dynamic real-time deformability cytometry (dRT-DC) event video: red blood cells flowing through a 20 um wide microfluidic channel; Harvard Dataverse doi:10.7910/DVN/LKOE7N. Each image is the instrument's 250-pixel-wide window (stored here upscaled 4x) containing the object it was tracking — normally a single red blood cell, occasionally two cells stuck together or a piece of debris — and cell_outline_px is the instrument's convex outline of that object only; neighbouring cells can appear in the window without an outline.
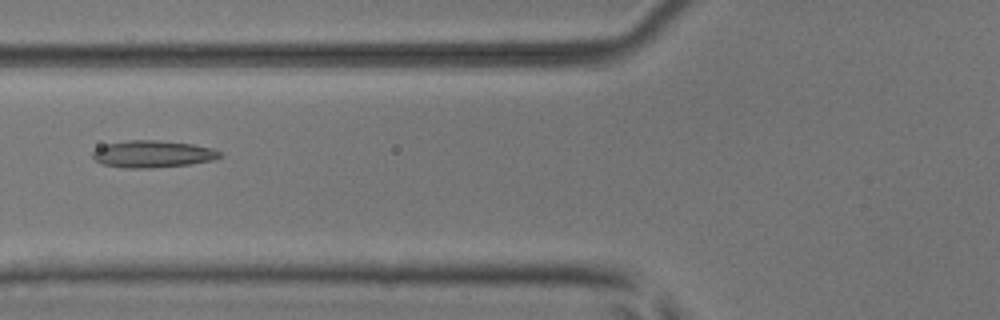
{"species": "common noctule bat (a hibernating species)", "species_latin": "Nyctalus noctula", "temperature_condition": "room temperature", "stored_images_in_passage": 35, "camera_frame_rate_fps": 3000, "um_per_image_px": 0.085, "animal": {"sex": "male", "body_mass_g": 17.9, "forearm_length_mm": 54.2}, "frame": {"image": 1, "passage_image": 7, "time_ms": 2.0, "image_size_px": [1000, 320], "cell_outline_px": [[224, 156], [212, 160], [188, 164], [152, 168], [124, 168], [104, 164], [96, 160], [92, 156], [92, 152], [96, 148], [108, 144], [128, 140], [156, 140], [192, 144], [212, 148], [224, 152]], "centroid_in_image_um": [13.02, 13.09], "position_along_channel_um": 112.8, "area_um2": 20.0}}
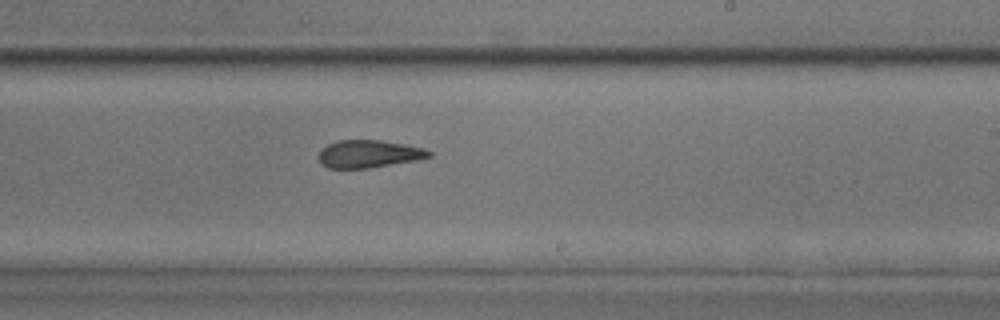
{"frame": {"image": 2, "passage_image": 18, "time_ms": 5.667, "image_size_px": [1000, 320], "cell_outline_px": [[432, 156], [420, 160], [368, 168], [328, 168], [320, 164], [320, 152], [328, 144], [336, 140], [380, 140], [404, 144], [424, 148], [432, 152]], "centroid_in_image_um": [31.39, 13.08], "position_along_channel_um": 257.6, "area_um2": 17.8}}
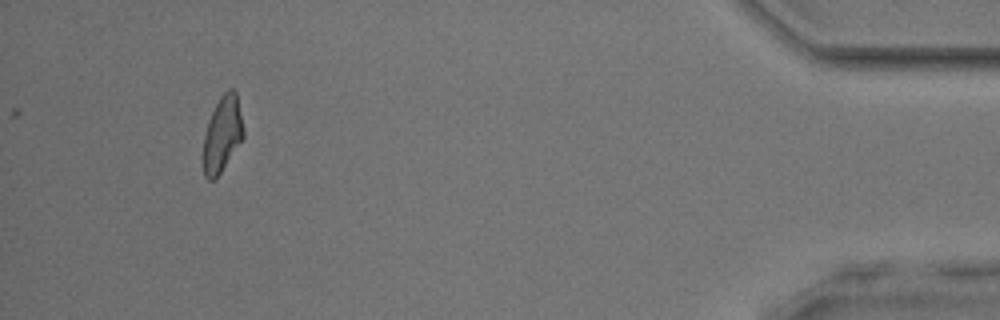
{"frame": {"image": 3, "passage_image": 35, "time_ms": 11.333, "image_size_px": [1000, 320], "cell_outline_px": [[244, 136], [220, 172], [212, 180], [208, 180], [204, 176], [200, 160], [204, 136], [208, 120], [220, 96], [228, 88], [232, 88], [236, 92], [244, 128]], "centroid_in_image_um": [18.85, 11.42], "position_along_channel_um": 416.3, "area_um2": 17.92}, "authors_computed_cell_mechanics": {"area_um2": 18.3804, "velocity_mm_per_s": 3.9736, "shape_relaxation_time_tau1_ms": null, "shape_relaxation_time_tau2_ms": 3.0499, "deformation_change_tau1": null, "deformation_change_tau2": 0.1155}}